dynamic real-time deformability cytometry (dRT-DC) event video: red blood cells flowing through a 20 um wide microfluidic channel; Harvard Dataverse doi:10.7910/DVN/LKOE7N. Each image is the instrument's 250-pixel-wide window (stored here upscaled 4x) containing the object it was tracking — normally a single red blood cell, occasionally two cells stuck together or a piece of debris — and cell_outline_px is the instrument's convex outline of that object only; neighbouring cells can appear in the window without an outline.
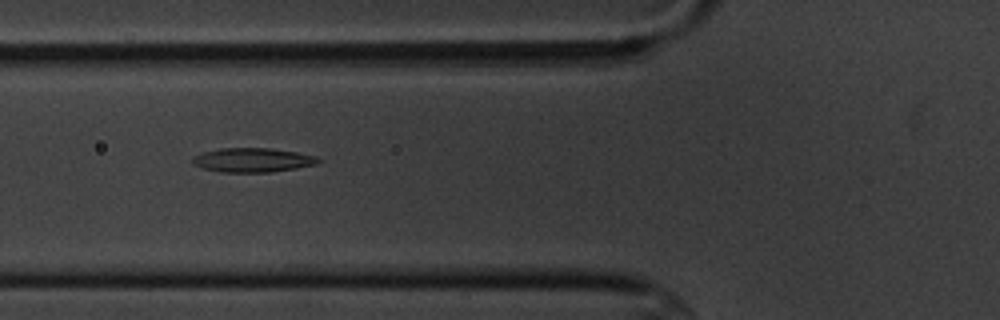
{"species": "common noctule bat (a hibernating species)", "species_latin": "Nyctalus noctula", "temperature_condition": "cold", "stored_images_in_passage": 4, "camera_frame_rate_fps": 3000, "um_per_image_px": 0.085, "animal": {"sex": "male", "body_mass_g": 20.1, "forearm_length_mm": 53.5}, "frame": {"image": 1, "passage_image": 3, "time_ms": 2.333, "image_size_px": [1000, 320], "cell_outline_px": [[320, 160], [316, 164], [296, 168], [272, 172], [220, 172], [204, 168], [192, 164], [192, 156], [204, 152], [220, 148], [272, 148], [296, 152], [316, 156]], "centroid_in_image_um": [21.45, 13.6], "position_along_channel_um": 104.3, "area_um2": 17.69}}
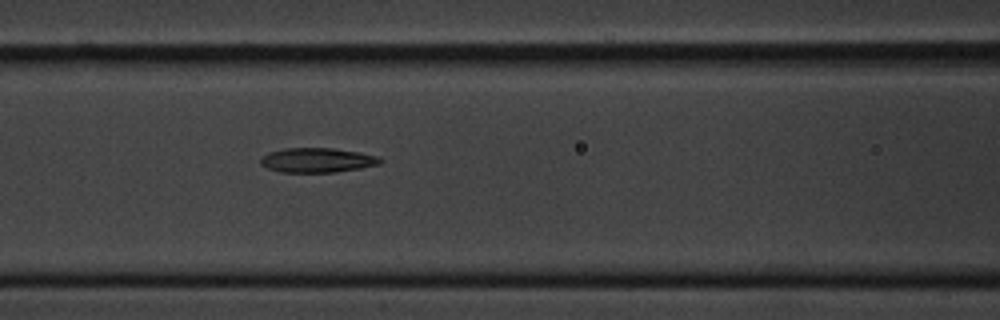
{"frame": {"image": 2, "passage_image": 4, "time_ms": 3.333, "image_size_px": [1000, 320], "cell_outline_px": [[384, 160], [380, 164], [360, 168], [336, 172], [280, 172], [268, 168], [260, 164], [260, 156], [268, 152], [284, 148], [332, 148], [360, 152], [380, 156]], "centroid_in_image_um": [26.97, 13.61], "position_along_channel_um": 139.6, "area_um2": 17.34}}